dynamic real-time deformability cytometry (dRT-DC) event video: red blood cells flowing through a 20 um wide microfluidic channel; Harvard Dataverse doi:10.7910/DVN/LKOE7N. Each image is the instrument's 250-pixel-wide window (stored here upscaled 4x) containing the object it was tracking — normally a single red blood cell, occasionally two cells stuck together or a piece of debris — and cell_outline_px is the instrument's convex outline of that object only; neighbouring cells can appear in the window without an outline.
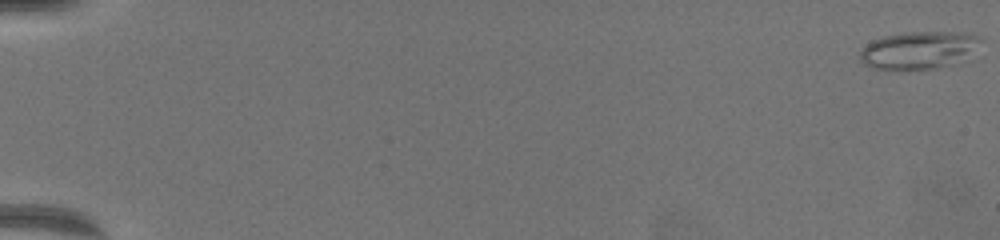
{"species": "common noctule bat (a hibernating species)", "species_latin": "Nyctalus noctula", "temperature_condition": "warm", "stored_images_in_passage": 65, "camera_frame_rate_fps": 3000, "um_per_image_px": 0.085, "animal": {"sex": "female", "body_mass_g": 19.5, "forearm_length_mm": 54.1}, "frame": {"image": 1, "passage_image": 1, "time_ms": 0.0, "image_size_px": [1000, 240], "cell_outline_px": [[980, 40], [964, 52], [940, 64], [928, 68], [876, 68], [860, 60], [860, 52], [872, 40], [884, 36], [912, 32], [952, 32], [976, 36]], "centroid_in_image_um": [77.85, 4.2], "position_along_channel_um": 7.2, "area_um2": 23.64}}
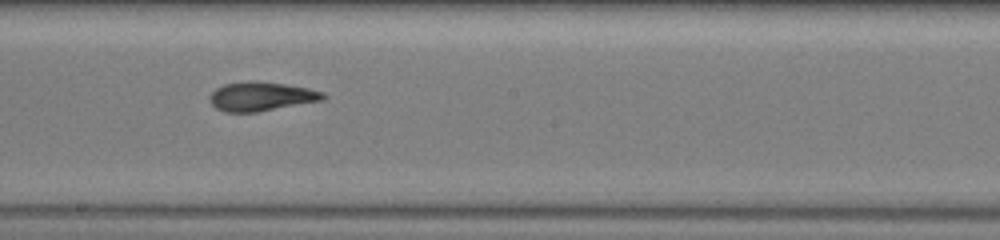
{"frame": {"image": 2, "passage_image": 39, "time_ms": 12.667, "image_size_px": [1000, 240], "cell_outline_px": [[328, 96], [320, 100], [256, 112], [224, 112], [216, 108], [212, 104], [212, 92], [216, 88], [224, 84], [244, 80], [256, 80], [284, 84], [308, 88], [324, 92]], "centroid_in_image_um": [22.19, 8.17], "position_along_channel_um": 226.0, "area_um2": 19.02}}
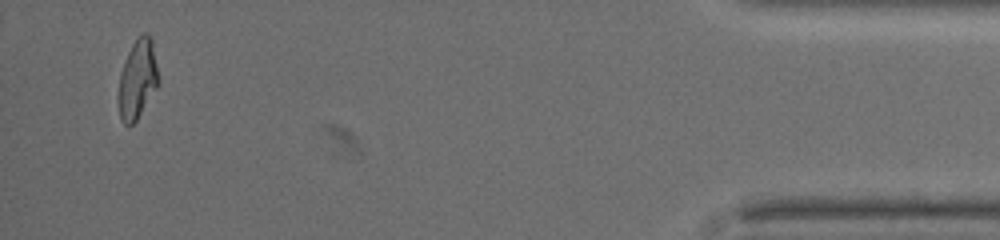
{"frame": {"image": 3, "passage_image": 63, "time_ms": 20.667, "image_size_px": [1000, 240], "cell_outline_px": [[160, 80], [156, 88], [136, 120], [132, 124], [124, 124], [120, 120], [120, 72], [128, 52], [132, 44], [140, 32], [148, 32], [152, 40]], "centroid_in_image_um": [11.72, 6.65], "position_along_channel_um": 423.5, "area_um2": 18.15}, "authors_computed_cell_mechanics": {"area_um2": 19.1318, "velocity_mm_per_s": 3.3446, "shape_relaxation_time_tau1_ms": 11.1186, "shape_relaxation_time_tau2_ms": 2.6656, "deformation_change_tau1": 0.3184, "deformation_change_tau2": 0.0792}}